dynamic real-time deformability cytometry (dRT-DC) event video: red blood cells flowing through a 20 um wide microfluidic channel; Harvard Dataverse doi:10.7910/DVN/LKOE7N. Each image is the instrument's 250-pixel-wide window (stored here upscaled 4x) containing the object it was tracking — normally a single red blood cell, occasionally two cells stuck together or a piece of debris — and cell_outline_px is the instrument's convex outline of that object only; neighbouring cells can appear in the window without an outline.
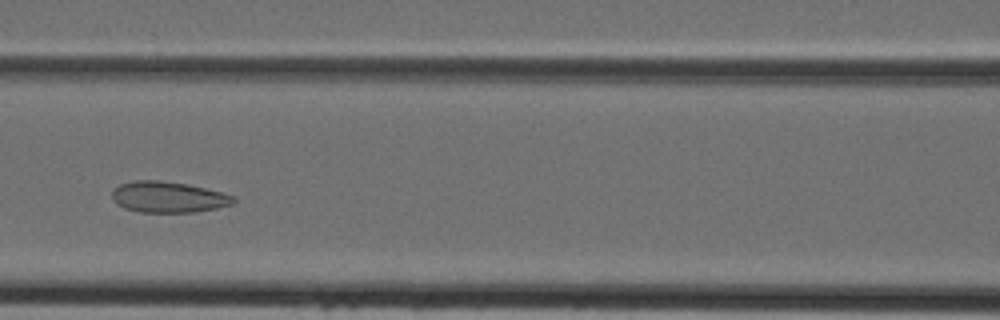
{"species": "Egyptian fruit bat (a non-hibernating species)", "species_latin": "Rousettus aegyptiacus", "temperature_condition": "cold", "stored_images_in_passage": 37, "camera_frame_rate_fps": 3000, "um_per_image_px": 0.085, "animal": {"sex": "female"}, "frame": {"image": 1, "passage_image": 12, "time_ms": 3.667, "image_size_px": [1000, 320], "cell_outline_px": [[236, 200], [232, 204], [216, 208], [196, 212], [140, 212], [124, 208], [116, 204], [112, 200], [112, 192], [120, 184], [136, 180], [160, 180], [184, 184], [204, 188], [236, 196]], "centroid_in_image_um": [14.29, 16.76], "position_along_channel_um": 152.3, "area_um2": 21.85}}
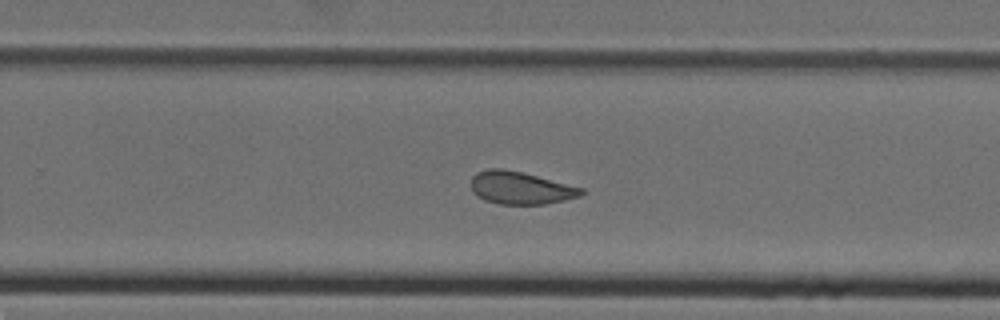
{"frame": {"image": 2, "passage_image": 21, "time_ms": 6.667, "image_size_px": [1000, 320], "cell_outline_px": [[584, 192], [580, 196], [564, 200], [544, 204], [500, 204], [484, 200], [476, 196], [472, 192], [472, 176], [476, 172], [488, 168], [504, 168], [584, 188]], "centroid_in_image_um": [44.21, 15.97], "position_along_channel_um": 285.6, "area_um2": 20.87}}
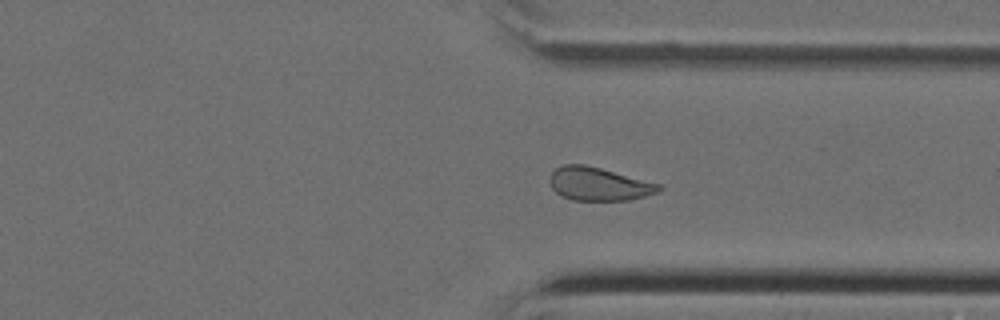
{"frame": {"image": 3, "passage_image": 26, "time_ms": 8.333, "image_size_px": [1000, 320], "cell_outline_px": [[664, 188], [660, 192], [628, 200], [572, 200], [560, 196], [552, 188], [548, 180], [552, 172], [556, 168], [564, 164], [584, 164], [600, 168], [660, 184]], "centroid_in_image_um": [50.87, 15.64], "position_along_channel_um": 360.5, "area_um2": 21.15}}